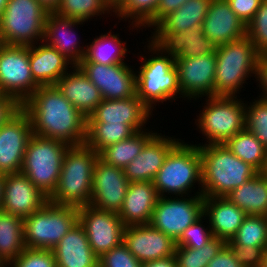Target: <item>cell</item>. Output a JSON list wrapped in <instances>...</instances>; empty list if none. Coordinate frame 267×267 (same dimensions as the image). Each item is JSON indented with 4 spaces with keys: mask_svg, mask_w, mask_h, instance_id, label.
I'll use <instances>...</instances> for the list:
<instances>
[{
    "mask_svg": "<svg viewBox=\"0 0 267 267\" xmlns=\"http://www.w3.org/2000/svg\"><path fill=\"white\" fill-rule=\"evenodd\" d=\"M142 267H177L174 256L142 263Z\"/></svg>",
    "mask_w": 267,
    "mask_h": 267,
    "instance_id": "obj_52",
    "label": "cell"
},
{
    "mask_svg": "<svg viewBox=\"0 0 267 267\" xmlns=\"http://www.w3.org/2000/svg\"><path fill=\"white\" fill-rule=\"evenodd\" d=\"M204 218L205 216L202 215L183 231L180 238L176 241V247L199 249L214 238L210 227L202 224V219L205 220Z\"/></svg>",
    "mask_w": 267,
    "mask_h": 267,
    "instance_id": "obj_43",
    "label": "cell"
},
{
    "mask_svg": "<svg viewBox=\"0 0 267 267\" xmlns=\"http://www.w3.org/2000/svg\"><path fill=\"white\" fill-rule=\"evenodd\" d=\"M151 112L136 96L103 101L87 118V123H121L129 125L135 132L145 130Z\"/></svg>",
    "mask_w": 267,
    "mask_h": 267,
    "instance_id": "obj_20",
    "label": "cell"
},
{
    "mask_svg": "<svg viewBox=\"0 0 267 267\" xmlns=\"http://www.w3.org/2000/svg\"><path fill=\"white\" fill-rule=\"evenodd\" d=\"M126 43L120 40L118 34H101L91 44L86 45L84 58L80 62H94L103 65L124 63L128 49ZM125 46V47H124Z\"/></svg>",
    "mask_w": 267,
    "mask_h": 267,
    "instance_id": "obj_34",
    "label": "cell"
},
{
    "mask_svg": "<svg viewBox=\"0 0 267 267\" xmlns=\"http://www.w3.org/2000/svg\"><path fill=\"white\" fill-rule=\"evenodd\" d=\"M48 197L21 172L5 174L0 210L26 218L38 211Z\"/></svg>",
    "mask_w": 267,
    "mask_h": 267,
    "instance_id": "obj_19",
    "label": "cell"
},
{
    "mask_svg": "<svg viewBox=\"0 0 267 267\" xmlns=\"http://www.w3.org/2000/svg\"><path fill=\"white\" fill-rule=\"evenodd\" d=\"M83 21L61 16L55 12L47 15L43 41L63 54L73 65H77L85 56L86 45L80 47L73 27ZM73 29V30H72Z\"/></svg>",
    "mask_w": 267,
    "mask_h": 267,
    "instance_id": "obj_23",
    "label": "cell"
},
{
    "mask_svg": "<svg viewBox=\"0 0 267 267\" xmlns=\"http://www.w3.org/2000/svg\"><path fill=\"white\" fill-rule=\"evenodd\" d=\"M153 35V36H152ZM151 41L175 58H190L211 54L216 46L206 37L202 27L187 32L153 33Z\"/></svg>",
    "mask_w": 267,
    "mask_h": 267,
    "instance_id": "obj_25",
    "label": "cell"
},
{
    "mask_svg": "<svg viewBox=\"0 0 267 267\" xmlns=\"http://www.w3.org/2000/svg\"><path fill=\"white\" fill-rule=\"evenodd\" d=\"M98 158L99 154L86 144L70 146L63 158L58 185L48 201L76 207L89 205Z\"/></svg>",
    "mask_w": 267,
    "mask_h": 267,
    "instance_id": "obj_4",
    "label": "cell"
},
{
    "mask_svg": "<svg viewBox=\"0 0 267 267\" xmlns=\"http://www.w3.org/2000/svg\"><path fill=\"white\" fill-rule=\"evenodd\" d=\"M187 0H160L154 14V27L167 15L179 9Z\"/></svg>",
    "mask_w": 267,
    "mask_h": 267,
    "instance_id": "obj_49",
    "label": "cell"
},
{
    "mask_svg": "<svg viewBox=\"0 0 267 267\" xmlns=\"http://www.w3.org/2000/svg\"><path fill=\"white\" fill-rule=\"evenodd\" d=\"M29 64V46L0 47V93L13 98L20 106L39 88Z\"/></svg>",
    "mask_w": 267,
    "mask_h": 267,
    "instance_id": "obj_11",
    "label": "cell"
},
{
    "mask_svg": "<svg viewBox=\"0 0 267 267\" xmlns=\"http://www.w3.org/2000/svg\"><path fill=\"white\" fill-rule=\"evenodd\" d=\"M247 37L260 54H267V0H262L255 15L247 24Z\"/></svg>",
    "mask_w": 267,
    "mask_h": 267,
    "instance_id": "obj_42",
    "label": "cell"
},
{
    "mask_svg": "<svg viewBox=\"0 0 267 267\" xmlns=\"http://www.w3.org/2000/svg\"><path fill=\"white\" fill-rule=\"evenodd\" d=\"M158 198L153 182H129L118 213L124 226L149 224Z\"/></svg>",
    "mask_w": 267,
    "mask_h": 267,
    "instance_id": "obj_24",
    "label": "cell"
},
{
    "mask_svg": "<svg viewBox=\"0 0 267 267\" xmlns=\"http://www.w3.org/2000/svg\"><path fill=\"white\" fill-rule=\"evenodd\" d=\"M201 154L203 197H225L258 171L235 156L225 144H198Z\"/></svg>",
    "mask_w": 267,
    "mask_h": 267,
    "instance_id": "obj_2",
    "label": "cell"
},
{
    "mask_svg": "<svg viewBox=\"0 0 267 267\" xmlns=\"http://www.w3.org/2000/svg\"><path fill=\"white\" fill-rule=\"evenodd\" d=\"M0 267H7V265L0 259Z\"/></svg>",
    "mask_w": 267,
    "mask_h": 267,
    "instance_id": "obj_59",
    "label": "cell"
},
{
    "mask_svg": "<svg viewBox=\"0 0 267 267\" xmlns=\"http://www.w3.org/2000/svg\"><path fill=\"white\" fill-rule=\"evenodd\" d=\"M40 5L50 12H55L58 6L60 5L61 0H37Z\"/></svg>",
    "mask_w": 267,
    "mask_h": 267,
    "instance_id": "obj_53",
    "label": "cell"
},
{
    "mask_svg": "<svg viewBox=\"0 0 267 267\" xmlns=\"http://www.w3.org/2000/svg\"><path fill=\"white\" fill-rule=\"evenodd\" d=\"M107 1L114 7L119 0H107Z\"/></svg>",
    "mask_w": 267,
    "mask_h": 267,
    "instance_id": "obj_58",
    "label": "cell"
},
{
    "mask_svg": "<svg viewBox=\"0 0 267 267\" xmlns=\"http://www.w3.org/2000/svg\"><path fill=\"white\" fill-rule=\"evenodd\" d=\"M226 198L247 215L267 216V177L258 172Z\"/></svg>",
    "mask_w": 267,
    "mask_h": 267,
    "instance_id": "obj_31",
    "label": "cell"
},
{
    "mask_svg": "<svg viewBox=\"0 0 267 267\" xmlns=\"http://www.w3.org/2000/svg\"><path fill=\"white\" fill-rule=\"evenodd\" d=\"M147 45L148 52L157 54L146 58L141 56V65L136 74V96L152 112L156 103L167 100H176L177 94L181 96L178 81V72L175 67V57L151 40ZM165 53V54H164ZM154 104V105H153Z\"/></svg>",
    "mask_w": 267,
    "mask_h": 267,
    "instance_id": "obj_3",
    "label": "cell"
},
{
    "mask_svg": "<svg viewBox=\"0 0 267 267\" xmlns=\"http://www.w3.org/2000/svg\"><path fill=\"white\" fill-rule=\"evenodd\" d=\"M114 11L107 0H61L55 13L79 21H87L92 17Z\"/></svg>",
    "mask_w": 267,
    "mask_h": 267,
    "instance_id": "obj_39",
    "label": "cell"
},
{
    "mask_svg": "<svg viewBox=\"0 0 267 267\" xmlns=\"http://www.w3.org/2000/svg\"><path fill=\"white\" fill-rule=\"evenodd\" d=\"M78 222V207L47 201L38 211L24 218L26 248L52 250Z\"/></svg>",
    "mask_w": 267,
    "mask_h": 267,
    "instance_id": "obj_8",
    "label": "cell"
},
{
    "mask_svg": "<svg viewBox=\"0 0 267 267\" xmlns=\"http://www.w3.org/2000/svg\"><path fill=\"white\" fill-rule=\"evenodd\" d=\"M65 142L32 134L25 151L21 173L48 198L56 189L65 152Z\"/></svg>",
    "mask_w": 267,
    "mask_h": 267,
    "instance_id": "obj_7",
    "label": "cell"
},
{
    "mask_svg": "<svg viewBox=\"0 0 267 267\" xmlns=\"http://www.w3.org/2000/svg\"><path fill=\"white\" fill-rule=\"evenodd\" d=\"M98 267H142V263L122 242L99 257Z\"/></svg>",
    "mask_w": 267,
    "mask_h": 267,
    "instance_id": "obj_45",
    "label": "cell"
},
{
    "mask_svg": "<svg viewBox=\"0 0 267 267\" xmlns=\"http://www.w3.org/2000/svg\"><path fill=\"white\" fill-rule=\"evenodd\" d=\"M262 267H267V248L264 251V258H263V266Z\"/></svg>",
    "mask_w": 267,
    "mask_h": 267,
    "instance_id": "obj_57",
    "label": "cell"
},
{
    "mask_svg": "<svg viewBox=\"0 0 267 267\" xmlns=\"http://www.w3.org/2000/svg\"><path fill=\"white\" fill-rule=\"evenodd\" d=\"M4 181H5V174L0 173V207L2 204V200H3V185H4Z\"/></svg>",
    "mask_w": 267,
    "mask_h": 267,
    "instance_id": "obj_54",
    "label": "cell"
},
{
    "mask_svg": "<svg viewBox=\"0 0 267 267\" xmlns=\"http://www.w3.org/2000/svg\"><path fill=\"white\" fill-rule=\"evenodd\" d=\"M41 44V45H40ZM29 46V64L34 81L39 86H55V84L73 67L63 54L41 41ZM72 66H68V65Z\"/></svg>",
    "mask_w": 267,
    "mask_h": 267,
    "instance_id": "obj_27",
    "label": "cell"
},
{
    "mask_svg": "<svg viewBox=\"0 0 267 267\" xmlns=\"http://www.w3.org/2000/svg\"><path fill=\"white\" fill-rule=\"evenodd\" d=\"M202 28L216 47L247 36V25L236 16L227 0H211Z\"/></svg>",
    "mask_w": 267,
    "mask_h": 267,
    "instance_id": "obj_22",
    "label": "cell"
},
{
    "mask_svg": "<svg viewBox=\"0 0 267 267\" xmlns=\"http://www.w3.org/2000/svg\"><path fill=\"white\" fill-rule=\"evenodd\" d=\"M207 267H243L235 257L231 248L225 244L210 260Z\"/></svg>",
    "mask_w": 267,
    "mask_h": 267,
    "instance_id": "obj_48",
    "label": "cell"
},
{
    "mask_svg": "<svg viewBox=\"0 0 267 267\" xmlns=\"http://www.w3.org/2000/svg\"><path fill=\"white\" fill-rule=\"evenodd\" d=\"M243 267H262L264 251L267 247L229 246Z\"/></svg>",
    "mask_w": 267,
    "mask_h": 267,
    "instance_id": "obj_46",
    "label": "cell"
},
{
    "mask_svg": "<svg viewBox=\"0 0 267 267\" xmlns=\"http://www.w3.org/2000/svg\"><path fill=\"white\" fill-rule=\"evenodd\" d=\"M21 107L30 118L33 134L70 146L85 144L87 118L56 86H40Z\"/></svg>",
    "mask_w": 267,
    "mask_h": 267,
    "instance_id": "obj_1",
    "label": "cell"
},
{
    "mask_svg": "<svg viewBox=\"0 0 267 267\" xmlns=\"http://www.w3.org/2000/svg\"><path fill=\"white\" fill-rule=\"evenodd\" d=\"M32 134L30 118L20 107L0 127V173L21 172L27 144Z\"/></svg>",
    "mask_w": 267,
    "mask_h": 267,
    "instance_id": "obj_14",
    "label": "cell"
},
{
    "mask_svg": "<svg viewBox=\"0 0 267 267\" xmlns=\"http://www.w3.org/2000/svg\"><path fill=\"white\" fill-rule=\"evenodd\" d=\"M224 144L235 156L260 172L264 164L266 148L251 132L244 129Z\"/></svg>",
    "mask_w": 267,
    "mask_h": 267,
    "instance_id": "obj_36",
    "label": "cell"
},
{
    "mask_svg": "<svg viewBox=\"0 0 267 267\" xmlns=\"http://www.w3.org/2000/svg\"><path fill=\"white\" fill-rule=\"evenodd\" d=\"M57 267L52 250L25 248L7 267Z\"/></svg>",
    "mask_w": 267,
    "mask_h": 267,
    "instance_id": "obj_44",
    "label": "cell"
},
{
    "mask_svg": "<svg viewBox=\"0 0 267 267\" xmlns=\"http://www.w3.org/2000/svg\"><path fill=\"white\" fill-rule=\"evenodd\" d=\"M255 78L257 82L259 81V85L261 84L259 87L263 92L259 98L267 100V54H260Z\"/></svg>",
    "mask_w": 267,
    "mask_h": 267,
    "instance_id": "obj_51",
    "label": "cell"
},
{
    "mask_svg": "<svg viewBox=\"0 0 267 267\" xmlns=\"http://www.w3.org/2000/svg\"><path fill=\"white\" fill-rule=\"evenodd\" d=\"M226 244L223 239L214 237L204 247L195 249L176 247L174 257L177 267H207L211 259Z\"/></svg>",
    "mask_w": 267,
    "mask_h": 267,
    "instance_id": "obj_40",
    "label": "cell"
},
{
    "mask_svg": "<svg viewBox=\"0 0 267 267\" xmlns=\"http://www.w3.org/2000/svg\"><path fill=\"white\" fill-rule=\"evenodd\" d=\"M228 246L267 247V216L247 215Z\"/></svg>",
    "mask_w": 267,
    "mask_h": 267,
    "instance_id": "obj_38",
    "label": "cell"
},
{
    "mask_svg": "<svg viewBox=\"0 0 267 267\" xmlns=\"http://www.w3.org/2000/svg\"><path fill=\"white\" fill-rule=\"evenodd\" d=\"M181 95L190 100L214 96L216 53L175 58ZM193 98V99H191Z\"/></svg>",
    "mask_w": 267,
    "mask_h": 267,
    "instance_id": "obj_16",
    "label": "cell"
},
{
    "mask_svg": "<svg viewBox=\"0 0 267 267\" xmlns=\"http://www.w3.org/2000/svg\"><path fill=\"white\" fill-rule=\"evenodd\" d=\"M135 133L127 124L87 123L85 144L99 153L105 147L126 140Z\"/></svg>",
    "mask_w": 267,
    "mask_h": 267,
    "instance_id": "obj_35",
    "label": "cell"
},
{
    "mask_svg": "<svg viewBox=\"0 0 267 267\" xmlns=\"http://www.w3.org/2000/svg\"><path fill=\"white\" fill-rule=\"evenodd\" d=\"M3 45L2 40L0 39V47Z\"/></svg>",
    "mask_w": 267,
    "mask_h": 267,
    "instance_id": "obj_60",
    "label": "cell"
},
{
    "mask_svg": "<svg viewBox=\"0 0 267 267\" xmlns=\"http://www.w3.org/2000/svg\"><path fill=\"white\" fill-rule=\"evenodd\" d=\"M55 84L62 95L86 118L103 101L100 90L88 79L83 71L74 65Z\"/></svg>",
    "mask_w": 267,
    "mask_h": 267,
    "instance_id": "obj_28",
    "label": "cell"
},
{
    "mask_svg": "<svg viewBox=\"0 0 267 267\" xmlns=\"http://www.w3.org/2000/svg\"><path fill=\"white\" fill-rule=\"evenodd\" d=\"M128 185L129 181L122 168L108 165L98 158L93 170L92 195L89 205L118 214Z\"/></svg>",
    "mask_w": 267,
    "mask_h": 267,
    "instance_id": "obj_17",
    "label": "cell"
},
{
    "mask_svg": "<svg viewBox=\"0 0 267 267\" xmlns=\"http://www.w3.org/2000/svg\"><path fill=\"white\" fill-rule=\"evenodd\" d=\"M203 215L209 219L213 237L231 240L247 214L225 197H204Z\"/></svg>",
    "mask_w": 267,
    "mask_h": 267,
    "instance_id": "obj_29",
    "label": "cell"
},
{
    "mask_svg": "<svg viewBox=\"0 0 267 267\" xmlns=\"http://www.w3.org/2000/svg\"><path fill=\"white\" fill-rule=\"evenodd\" d=\"M126 64L79 62L77 66L100 90L103 99L116 100L136 95V74Z\"/></svg>",
    "mask_w": 267,
    "mask_h": 267,
    "instance_id": "obj_15",
    "label": "cell"
},
{
    "mask_svg": "<svg viewBox=\"0 0 267 267\" xmlns=\"http://www.w3.org/2000/svg\"><path fill=\"white\" fill-rule=\"evenodd\" d=\"M207 98L196 124L207 144H224L245 129V103L237 97Z\"/></svg>",
    "mask_w": 267,
    "mask_h": 267,
    "instance_id": "obj_10",
    "label": "cell"
},
{
    "mask_svg": "<svg viewBox=\"0 0 267 267\" xmlns=\"http://www.w3.org/2000/svg\"><path fill=\"white\" fill-rule=\"evenodd\" d=\"M211 0H187L179 9L164 17L152 33L187 32L202 27Z\"/></svg>",
    "mask_w": 267,
    "mask_h": 267,
    "instance_id": "obj_30",
    "label": "cell"
},
{
    "mask_svg": "<svg viewBox=\"0 0 267 267\" xmlns=\"http://www.w3.org/2000/svg\"><path fill=\"white\" fill-rule=\"evenodd\" d=\"M9 0H0V18L3 15L4 9L6 8V5Z\"/></svg>",
    "mask_w": 267,
    "mask_h": 267,
    "instance_id": "obj_56",
    "label": "cell"
},
{
    "mask_svg": "<svg viewBox=\"0 0 267 267\" xmlns=\"http://www.w3.org/2000/svg\"><path fill=\"white\" fill-rule=\"evenodd\" d=\"M160 0H119L114 6L115 14L120 20L130 18L132 26L154 28V14ZM153 26V27H152Z\"/></svg>",
    "mask_w": 267,
    "mask_h": 267,
    "instance_id": "obj_37",
    "label": "cell"
},
{
    "mask_svg": "<svg viewBox=\"0 0 267 267\" xmlns=\"http://www.w3.org/2000/svg\"><path fill=\"white\" fill-rule=\"evenodd\" d=\"M123 243L141 263L174 256L176 249L172 238L150 224L124 227Z\"/></svg>",
    "mask_w": 267,
    "mask_h": 267,
    "instance_id": "obj_18",
    "label": "cell"
},
{
    "mask_svg": "<svg viewBox=\"0 0 267 267\" xmlns=\"http://www.w3.org/2000/svg\"><path fill=\"white\" fill-rule=\"evenodd\" d=\"M180 140L162 136L161 133L156 132L144 145L141 153L123 168L127 180L129 182H152L162 167L165 157Z\"/></svg>",
    "mask_w": 267,
    "mask_h": 267,
    "instance_id": "obj_21",
    "label": "cell"
},
{
    "mask_svg": "<svg viewBox=\"0 0 267 267\" xmlns=\"http://www.w3.org/2000/svg\"><path fill=\"white\" fill-rule=\"evenodd\" d=\"M146 130L136 132L126 140L105 147L98 153L99 159L108 165L125 168L141 153L144 145L156 134L149 130L146 132Z\"/></svg>",
    "mask_w": 267,
    "mask_h": 267,
    "instance_id": "obj_33",
    "label": "cell"
},
{
    "mask_svg": "<svg viewBox=\"0 0 267 267\" xmlns=\"http://www.w3.org/2000/svg\"><path fill=\"white\" fill-rule=\"evenodd\" d=\"M23 223V218L0 210V259L6 265L26 248Z\"/></svg>",
    "mask_w": 267,
    "mask_h": 267,
    "instance_id": "obj_32",
    "label": "cell"
},
{
    "mask_svg": "<svg viewBox=\"0 0 267 267\" xmlns=\"http://www.w3.org/2000/svg\"><path fill=\"white\" fill-rule=\"evenodd\" d=\"M187 197H159L149 224L176 242L183 231L203 215L202 192Z\"/></svg>",
    "mask_w": 267,
    "mask_h": 267,
    "instance_id": "obj_12",
    "label": "cell"
},
{
    "mask_svg": "<svg viewBox=\"0 0 267 267\" xmlns=\"http://www.w3.org/2000/svg\"><path fill=\"white\" fill-rule=\"evenodd\" d=\"M245 129L267 149V100L258 98L245 104Z\"/></svg>",
    "mask_w": 267,
    "mask_h": 267,
    "instance_id": "obj_41",
    "label": "cell"
},
{
    "mask_svg": "<svg viewBox=\"0 0 267 267\" xmlns=\"http://www.w3.org/2000/svg\"><path fill=\"white\" fill-rule=\"evenodd\" d=\"M48 13L37 0H9L0 18L2 43L31 46L43 41Z\"/></svg>",
    "mask_w": 267,
    "mask_h": 267,
    "instance_id": "obj_9",
    "label": "cell"
},
{
    "mask_svg": "<svg viewBox=\"0 0 267 267\" xmlns=\"http://www.w3.org/2000/svg\"><path fill=\"white\" fill-rule=\"evenodd\" d=\"M227 2L236 16L247 25L258 10L262 0H227Z\"/></svg>",
    "mask_w": 267,
    "mask_h": 267,
    "instance_id": "obj_47",
    "label": "cell"
},
{
    "mask_svg": "<svg viewBox=\"0 0 267 267\" xmlns=\"http://www.w3.org/2000/svg\"><path fill=\"white\" fill-rule=\"evenodd\" d=\"M21 106L11 97L0 93V127L20 108Z\"/></svg>",
    "mask_w": 267,
    "mask_h": 267,
    "instance_id": "obj_50",
    "label": "cell"
},
{
    "mask_svg": "<svg viewBox=\"0 0 267 267\" xmlns=\"http://www.w3.org/2000/svg\"><path fill=\"white\" fill-rule=\"evenodd\" d=\"M215 53L214 97H237L246 78L256 77L260 53L247 36L217 46Z\"/></svg>",
    "mask_w": 267,
    "mask_h": 267,
    "instance_id": "obj_5",
    "label": "cell"
},
{
    "mask_svg": "<svg viewBox=\"0 0 267 267\" xmlns=\"http://www.w3.org/2000/svg\"><path fill=\"white\" fill-rule=\"evenodd\" d=\"M152 182L159 197L168 194L172 197L186 196L191 193L195 182L201 185V154L198 145L180 140L169 151Z\"/></svg>",
    "mask_w": 267,
    "mask_h": 267,
    "instance_id": "obj_6",
    "label": "cell"
},
{
    "mask_svg": "<svg viewBox=\"0 0 267 267\" xmlns=\"http://www.w3.org/2000/svg\"><path fill=\"white\" fill-rule=\"evenodd\" d=\"M260 173L267 177V149L265 152V160L262 169L260 170Z\"/></svg>",
    "mask_w": 267,
    "mask_h": 267,
    "instance_id": "obj_55",
    "label": "cell"
},
{
    "mask_svg": "<svg viewBox=\"0 0 267 267\" xmlns=\"http://www.w3.org/2000/svg\"><path fill=\"white\" fill-rule=\"evenodd\" d=\"M57 267H98L84 227L77 222L52 249Z\"/></svg>",
    "mask_w": 267,
    "mask_h": 267,
    "instance_id": "obj_26",
    "label": "cell"
},
{
    "mask_svg": "<svg viewBox=\"0 0 267 267\" xmlns=\"http://www.w3.org/2000/svg\"><path fill=\"white\" fill-rule=\"evenodd\" d=\"M78 222L84 227L90 247L98 257L123 242L125 226L117 213L91 205L80 206Z\"/></svg>",
    "mask_w": 267,
    "mask_h": 267,
    "instance_id": "obj_13",
    "label": "cell"
}]
</instances>
